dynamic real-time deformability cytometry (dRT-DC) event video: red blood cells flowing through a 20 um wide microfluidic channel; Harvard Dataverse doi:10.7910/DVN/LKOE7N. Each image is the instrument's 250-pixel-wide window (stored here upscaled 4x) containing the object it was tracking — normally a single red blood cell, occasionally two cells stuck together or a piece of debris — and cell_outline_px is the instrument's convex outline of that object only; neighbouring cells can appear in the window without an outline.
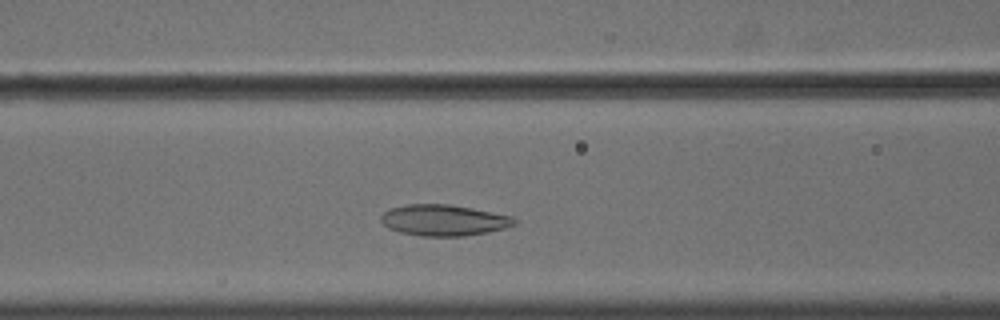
{"species": "common noctule bat (a hibernating species)", "species_latin": "Nyctalus noctula", "temperature_condition": "cold", "stored_images_in_passage": 37, "camera_frame_rate_fps": 3000, "um_per_image_px": 0.085, "animal": {"sex": "male", "body_mass_g": 18.8}, "frame": {"image": 1, "passage_image": 13, "time_ms": 4.0, "image_size_px": [1000, 320], "cell_outline_px": [[516, 224], [504, 228], [488, 232], [464, 236], [424, 236], [400, 232], [388, 228], [380, 220], [380, 216], [384, 212], [392, 208], [404, 204], [448, 204], [512, 216], [516, 220]], "centroid_in_image_um": [37.7, 18.72], "position_along_channel_um": 128.9, "area_um2": 23.99}}
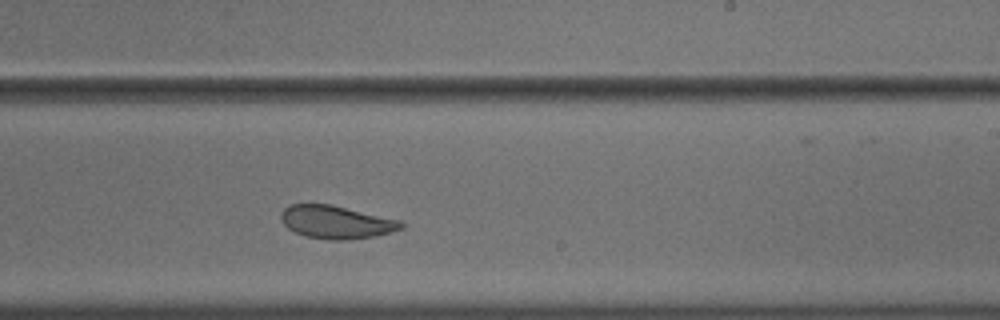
{"frame": {"image": 2, "passage_image": 24, "time_ms": 7.667, "image_size_px": [1000, 320], "cell_outline_px": [[404, 224], [400, 228], [392, 232], [372, 236], [344, 240], [332, 240], [304, 236], [288, 228], [284, 224], [280, 216], [280, 212], [284, 208], [292, 204], [328, 204], [400, 220]], "centroid_in_image_um": [28.54, 18.88], "position_along_channel_um": 260.5, "area_um2": 22.72}}
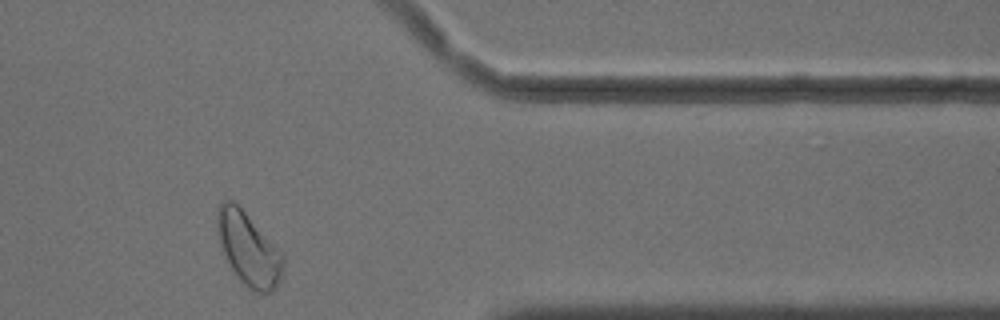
{"frame": {"image": 3, "passage_image": 36, "time_ms": 11.667, "image_size_px": [1000, 320], "cell_outline_px": [[284, 264], [280, 280], [272, 292], [256, 292], [248, 288], [236, 276], [228, 264], [220, 244], [216, 228], [216, 212], [220, 200], [232, 200], [284, 252]], "centroid_in_image_um": [21.12, 21.15], "position_along_channel_um": 390.3, "area_um2": 28.26}, "authors_computed_cell_mechanics": {"area_um2": 23.987, "velocity_mm_per_s": 3.5922, "shape_relaxation_time_tau1_ms": 6.9629, "shape_relaxation_time_tau2_ms": 4.2802, "deformation_change_tau1": 0.1172, "deformation_change_tau2": 0.1005}}